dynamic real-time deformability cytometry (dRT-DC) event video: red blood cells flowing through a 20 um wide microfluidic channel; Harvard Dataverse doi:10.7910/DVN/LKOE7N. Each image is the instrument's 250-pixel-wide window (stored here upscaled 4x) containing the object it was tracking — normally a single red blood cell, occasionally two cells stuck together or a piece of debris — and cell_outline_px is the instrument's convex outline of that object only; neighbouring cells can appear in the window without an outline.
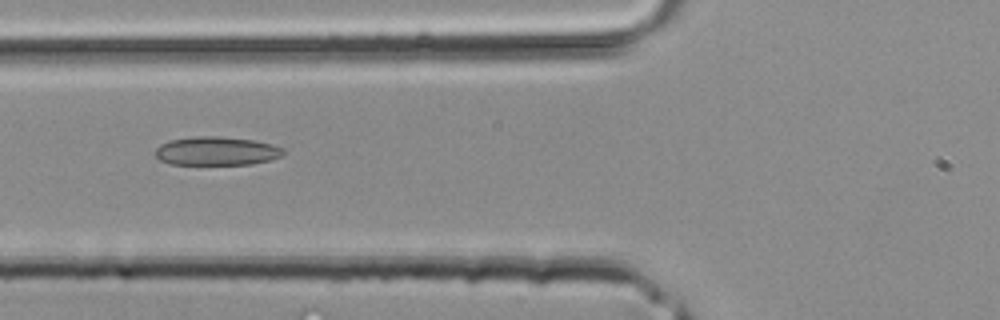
{"species": "common noctule bat (a hibernating species)", "species_latin": "Nyctalus noctula", "temperature_condition": "room temperature", "stored_images_in_passage": 4, "camera_frame_rate_fps": 3000, "um_per_image_px": 0.085, "animal": {"sex": "male", "body_mass_g": 20.4}, "frame": {"image": 1, "passage_image": 4, "time_ms": 1.0, "image_size_px": [1000, 320], "cell_outline_px": [[284, 152], [280, 156], [272, 160], [252, 164], [168, 164], [160, 160], [156, 156], [156, 148], [160, 144], [172, 140], [192, 136], [216, 136], [252, 140], [272, 144], [284, 148]], "centroid_in_image_um": [18.41, 12.84], "position_along_channel_um": 107.4, "area_um2": 21.33}}